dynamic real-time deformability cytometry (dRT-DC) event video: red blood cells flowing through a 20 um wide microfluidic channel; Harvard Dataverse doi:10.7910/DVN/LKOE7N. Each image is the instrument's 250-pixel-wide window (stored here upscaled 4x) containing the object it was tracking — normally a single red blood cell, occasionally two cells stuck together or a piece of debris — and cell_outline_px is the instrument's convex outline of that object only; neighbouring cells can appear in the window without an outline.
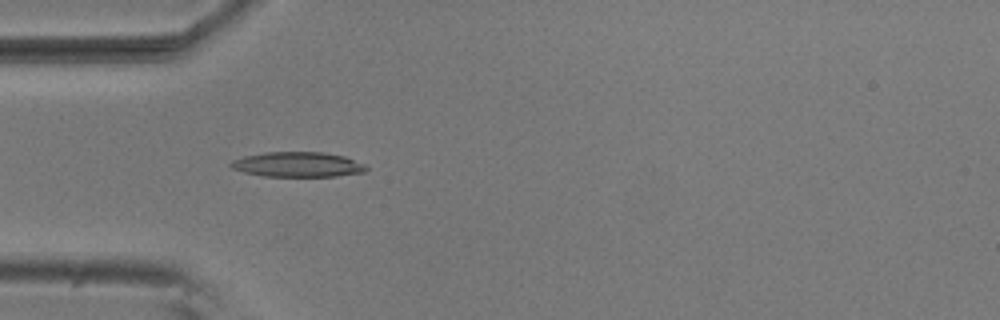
{"species": "common noctule bat (a hibernating species)", "species_latin": "Nyctalus noctula", "temperature_condition": "room temperature", "stored_images_in_passage": 3, "camera_frame_rate_fps": 3000, "um_per_image_px": 0.085, "animal": {"sex": "male", "body_mass_g": 20.5, "forearm_length_mm": 52.5}, "frame": {"image": 1, "passage_image": 2, "time_ms": 0.333, "image_size_px": [1000, 320], "cell_outline_px": [[368, 168], [364, 172], [336, 176], [264, 176], [244, 172], [232, 168], [228, 164], [232, 160], [244, 156], [264, 152], [324, 152], [344, 156], [364, 164]], "centroid_in_image_um": [25.28, 13.98], "position_along_channel_um": 59.7, "area_um2": 19.65}}
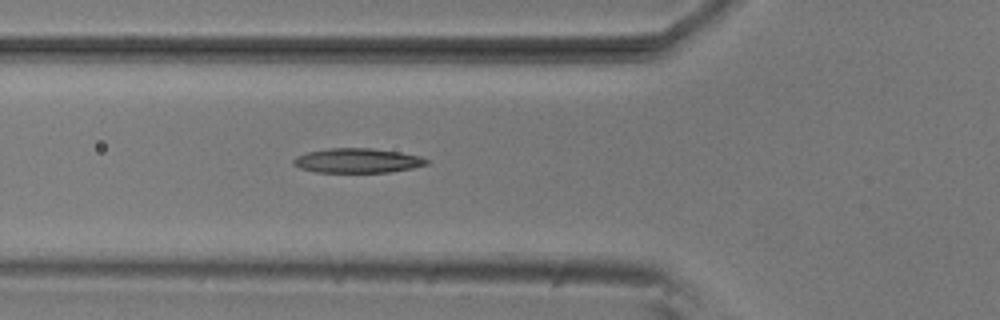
{"frame": {"image": 2, "passage_image": 3, "time_ms": 0.667, "image_size_px": [1000, 320], "cell_outline_px": [[428, 164], [412, 168], [388, 172], [316, 172], [300, 168], [292, 164], [292, 160], [296, 156], [308, 152], [328, 148], [372, 148], [400, 152], [420, 156], [428, 160]], "centroid_in_image_um": [30.36, 13.65], "position_along_channel_um": 95.4, "area_um2": 19.02}}